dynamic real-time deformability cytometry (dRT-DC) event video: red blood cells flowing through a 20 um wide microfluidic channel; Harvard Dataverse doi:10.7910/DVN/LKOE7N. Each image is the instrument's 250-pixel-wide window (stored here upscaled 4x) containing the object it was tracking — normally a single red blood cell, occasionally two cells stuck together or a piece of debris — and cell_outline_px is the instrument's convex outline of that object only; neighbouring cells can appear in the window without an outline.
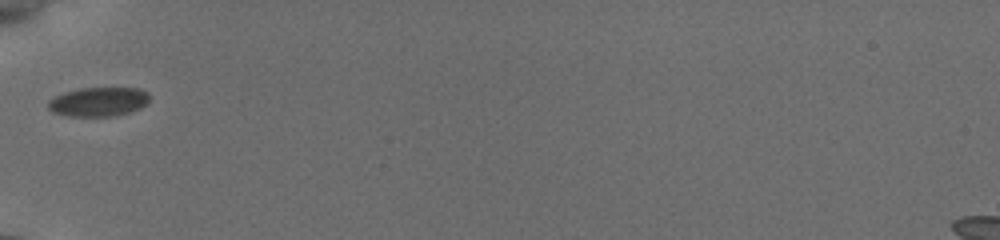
{"species": "common noctule bat (a hibernating species)", "species_latin": "Nyctalus noctula", "temperature_condition": "cold", "stored_images_in_passage": 4, "camera_frame_rate_fps": 3000, "um_per_image_px": 0.085, "animal": {"sex": "female", "body_mass_g": 19.5, "forearm_length_mm": 54.1}, "frame": {"image": 1, "passage_image": 1, "time_ms": 0.0, "image_size_px": [1000, 240], "cell_outline_px": [[148, 104], [140, 108], [116, 116], [68, 116], [52, 112], [48, 108], [48, 100], [52, 96], [64, 92], [80, 88], [140, 88], [148, 92]], "centroid_in_image_um": [8.35, 8.64], "position_along_channel_um": 76.7, "area_um2": 17.4}}